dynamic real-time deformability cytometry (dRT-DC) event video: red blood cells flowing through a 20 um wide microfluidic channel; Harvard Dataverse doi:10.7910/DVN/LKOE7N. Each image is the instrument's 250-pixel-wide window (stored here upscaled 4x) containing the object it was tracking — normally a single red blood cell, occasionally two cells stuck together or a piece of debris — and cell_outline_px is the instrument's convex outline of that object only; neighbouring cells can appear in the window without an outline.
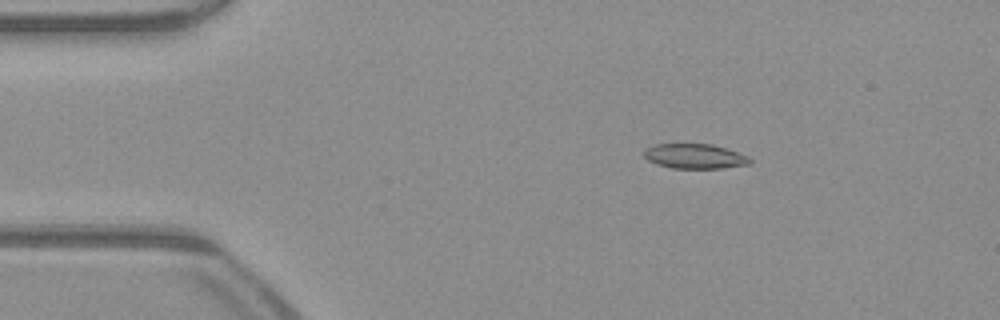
{"species": "common noctule bat (a hibernating species)", "species_latin": "Nyctalus noctula", "temperature_condition": "warm", "stored_images_in_passage": 51, "camera_frame_rate_fps": 3000, "um_per_image_px": 0.085, "animal": {"sex": "male", "body_mass_g": 23.1, "forearm_length_mm": 52.7}, "frame": {"image": 1, "passage_image": 9, "time_ms": 2.667, "image_size_px": [1000, 320], "cell_outline_px": [[752, 164], [720, 168], [672, 168], [656, 164], [648, 160], [644, 156], [644, 148], [656, 144], [712, 144], [748, 156], [752, 160]], "centroid_in_image_um": [59.04, 13.28], "position_along_channel_um": 26.0, "area_um2": 15.26}}
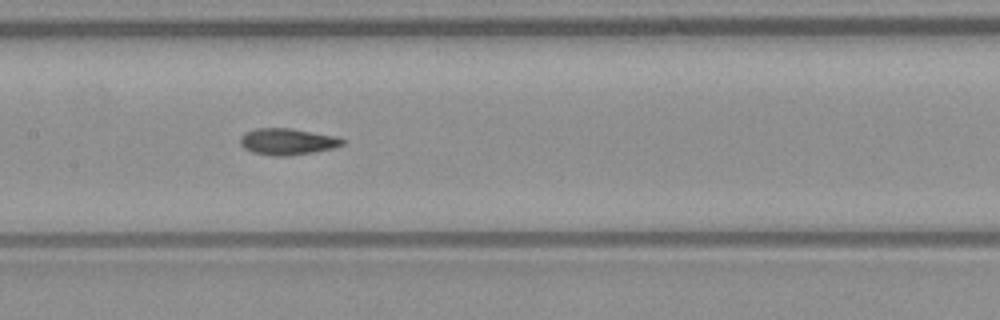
{"frame": {"image": 2, "passage_image": 25, "time_ms": 8.0, "image_size_px": [1000, 320], "cell_outline_px": [[348, 140], [344, 144], [336, 148], [312, 152], [284, 156], [272, 156], [252, 152], [244, 148], [240, 144], [240, 136], [244, 132], [256, 128], [292, 128], [340, 136]], "centroid_in_image_um": [24.48, 12.02], "position_along_channel_um": 182.9, "area_um2": 16.18}}
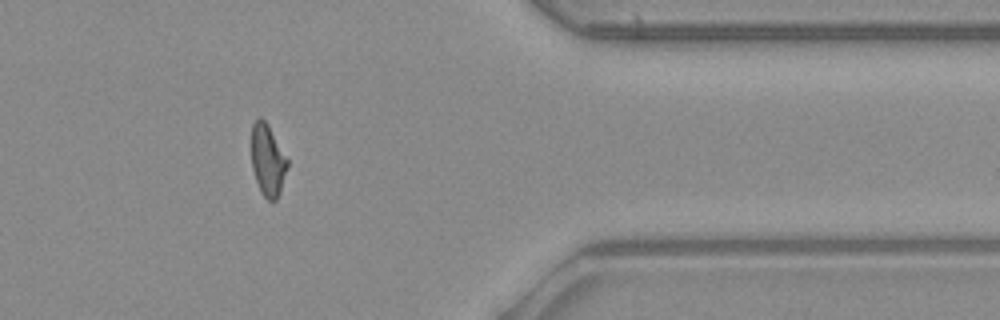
{"frame": {"image": 3, "passage_image": 42, "time_ms": 13.667, "image_size_px": [1000, 320], "cell_outline_px": [[288, 168], [280, 192], [276, 200], [268, 200], [260, 192], [252, 168], [252, 124], [260, 116], [268, 124], [288, 160]], "centroid_in_image_um": [22.76, 13.63], "position_along_channel_um": 388.6, "area_um2": 14.97}, "authors_computed_cell_mechanics": {"area_um2": 15.7216, "velocity_mm_per_s": 4.0602, "shape_relaxation_time_tau1_ms": 9.8877, "shape_relaxation_time_tau2_ms": 2.8628, "deformation_change_tau1": 0.2465, "deformation_change_tau2": 0.0838}}